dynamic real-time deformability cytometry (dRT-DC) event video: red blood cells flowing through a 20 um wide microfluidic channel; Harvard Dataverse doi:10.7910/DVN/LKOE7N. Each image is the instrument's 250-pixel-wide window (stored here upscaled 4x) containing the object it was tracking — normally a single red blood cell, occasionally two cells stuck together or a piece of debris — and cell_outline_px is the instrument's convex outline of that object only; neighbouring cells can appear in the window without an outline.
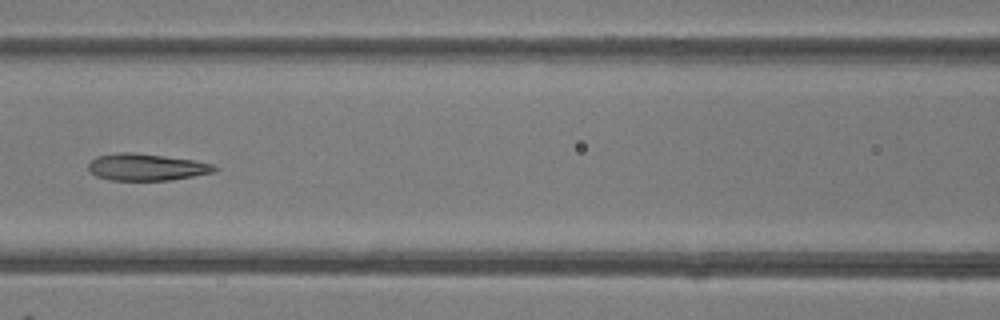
{"species": "common noctule bat (a hibernating species)", "species_latin": "Nyctalus noctula", "temperature_condition": "room temperature", "stored_images_in_passage": 7, "camera_frame_rate_fps": 3000, "um_per_image_px": 0.085, "animal": {"sex": "female"}, "frame": {"image": 1, "passage_image": 7, "time_ms": 7.0, "image_size_px": [1000, 320], "cell_outline_px": [[220, 168], [216, 172], [172, 180], [108, 180], [96, 176], [88, 172], [88, 164], [96, 156], [120, 152], [132, 152], [196, 160], [212, 164]], "centroid_in_image_um": [12.46, 14.21], "position_along_channel_um": 154.1, "area_um2": 20.0}}